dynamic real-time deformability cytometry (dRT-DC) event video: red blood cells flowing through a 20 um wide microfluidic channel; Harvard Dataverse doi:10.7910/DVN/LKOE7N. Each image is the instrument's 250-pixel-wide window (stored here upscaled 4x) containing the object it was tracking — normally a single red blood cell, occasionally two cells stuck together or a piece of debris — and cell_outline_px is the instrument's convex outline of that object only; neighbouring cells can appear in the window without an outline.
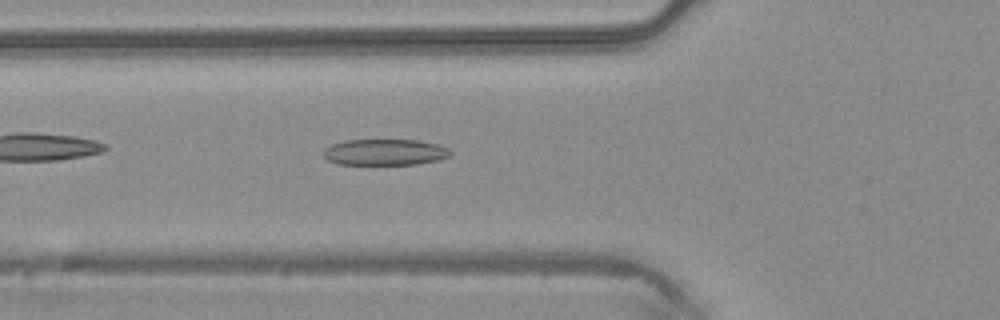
{"species": "common noctule bat (a hibernating species)", "species_latin": "Nyctalus noctula", "temperature_condition": "warm", "stored_images_in_passage": 35, "camera_frame_rate_fps": 3000, "um_per_image_px": 0.085, "animal": {"sex": "male", "body_mass_g": 20.4}, "frame": {"image": 1, "passage_image": 5, "time_ms": 1.333, "image_size_px": [1000, 320], "cell_outline_px": [[452, 156], [440, 160], [416, 164], [336, 164], [328, 160], [320, 152], [324, 148], [332, 144], [344, 140], [420, 140], [436, 144], [448, 148], [452, 152]], "centroid_in_image_um": [32.71, 12.93], "position_along_channel_um": 93.1, "area_um2": 19.59}}
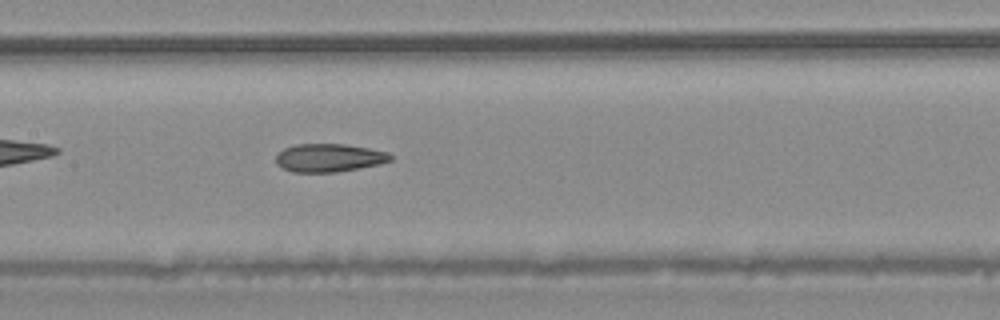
{"frame": {"image": 2, "passage_image": 11, "time_ms": 3.333, "image_size_px": [1000, 320], "cell_outline_px": [[392, 160], [380, 164], [360, 168], [336, 172], [292, 172], [276, 164], [276, 156], [284, 148], [296, 144], [344, 144], [368, 148], [388, 152], [392, 156]], "centroid_in_image_um": [27.98, 13.41], "position_along_channel_um": 179.4, "area_um2": 18.79}}
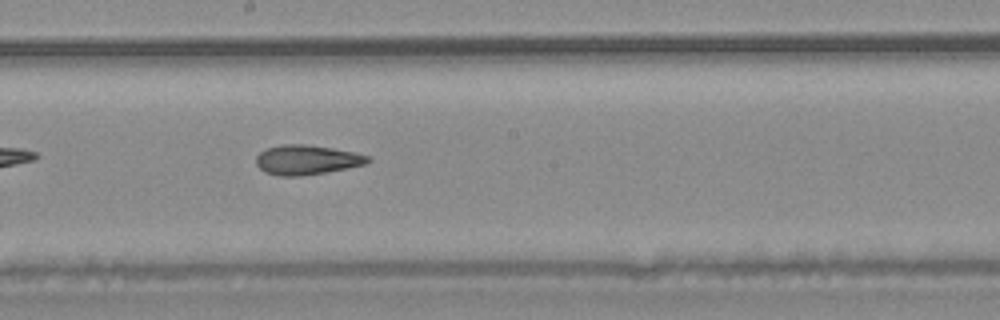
{"frame": {"image": 3, "passage_image": 14, "time_ms": 4.333, "image_size_px": [1000, 320], "cell_outline_px": [[372, 160], [364, 164], [324, 172], [300, 176], [280, 176], [264, 172], [256, 164], [256, 156], [260, 152], [268, 148], [284, 144], [304, 144], [332, 148], [356, 152], [368, 156]], "centroid_in_image_um": [26.05, 13.58], "position_along_channel_um": 222.2, "area_um2": 19.07}, "authors_computed_cell_mechanics": {"area_um2": 19.5942, "velocity_mm_per_s": 4.279, "shape_relaxation_time_tau1_ms": null, "shape_relaxation_time_tau2_ms": 4.2267, "deformation_change_tau1": null, "deformation_change_tau2": 0.1302}}